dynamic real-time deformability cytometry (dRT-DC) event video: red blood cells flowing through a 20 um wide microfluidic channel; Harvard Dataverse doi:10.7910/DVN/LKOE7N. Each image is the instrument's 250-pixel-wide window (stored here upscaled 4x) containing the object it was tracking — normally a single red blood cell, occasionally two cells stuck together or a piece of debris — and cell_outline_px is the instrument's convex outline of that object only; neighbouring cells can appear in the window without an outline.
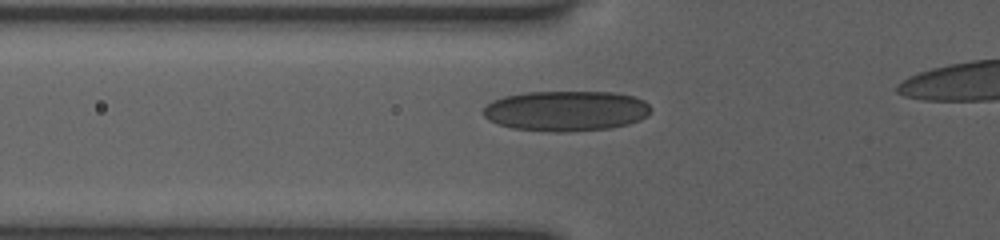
{"species": "human", "species_latin": "Homo sapiens", "temperature_condition": "room temperature", "stored_images_in_passage": 42, "camera_frame_rate_fps": 3000, "um_per_image_px": 0.085, "donor": {"sex": "female"}, "frame": {"image": 1, "passage_image": 14, "time_ms": 4.333, "image_size_px": [1000, 240], "cell_outline_px": [[652, 108], [640, 120], [628, 124], [608, 128], [568, 132], [552, 132], [512, 128], [488, 120], [484, 116], [484, 108], [492, 100], [504, 96], [524, 92], [616, 92], [632, 96], [644, 100]], "centroid_in_image_um": [48.1, 9.42], "position_along_channel_um": 77.7, "area_um2": 39.36}}
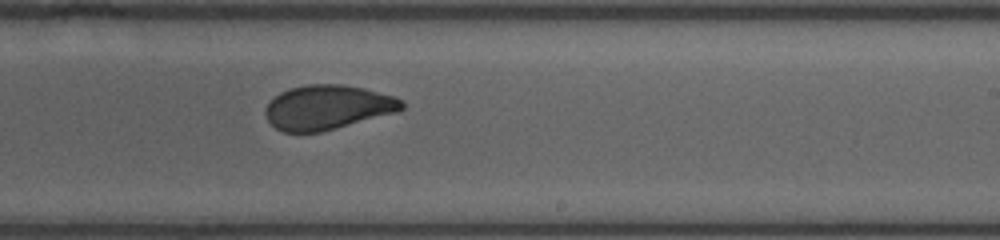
{"frame": {"image": 2, "passage_image": 28, "time_ms": 9.0, "image_size_px": [1000, 240], "cell_outline_px": [[404, 108], [400, 112], [320, 132], [284, 132], [276, 128], [268, 120], [264, 112], [264, 108], [280, 92], [288, 88], [308, 84], [340, 84], [364, 88], [396, 96], [404, 100]], "centroid_in_image_um": [27.89, 9.11], "position_along_channel_um": 261.1, "area_um2": 35.6}}
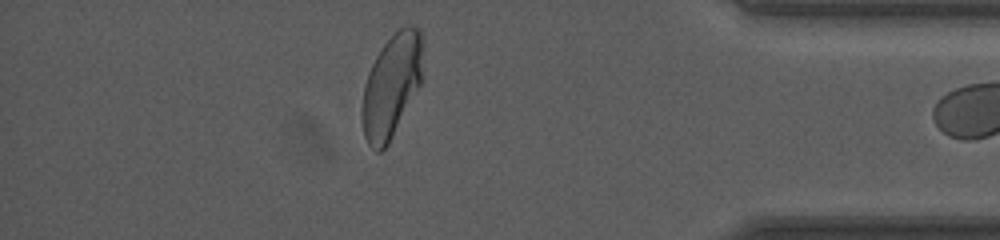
{"frame": {"image": 3, "passage_image": 41, "time_ms": 13.333, "image_size_px": [1000, 240], "cell_outline_px": [[424, 80], [388, 144], [380, 152], [376, 152], [368, 144], [364, 136], [364, 84], [368, 72], [376, 56], [384, 44], [404, 24], [408, 24], [420, 28]], "centroid_in_image_um": [33.34, 7.26], "position_along_channel_um": 401.9, "area_um2": 36.41}}